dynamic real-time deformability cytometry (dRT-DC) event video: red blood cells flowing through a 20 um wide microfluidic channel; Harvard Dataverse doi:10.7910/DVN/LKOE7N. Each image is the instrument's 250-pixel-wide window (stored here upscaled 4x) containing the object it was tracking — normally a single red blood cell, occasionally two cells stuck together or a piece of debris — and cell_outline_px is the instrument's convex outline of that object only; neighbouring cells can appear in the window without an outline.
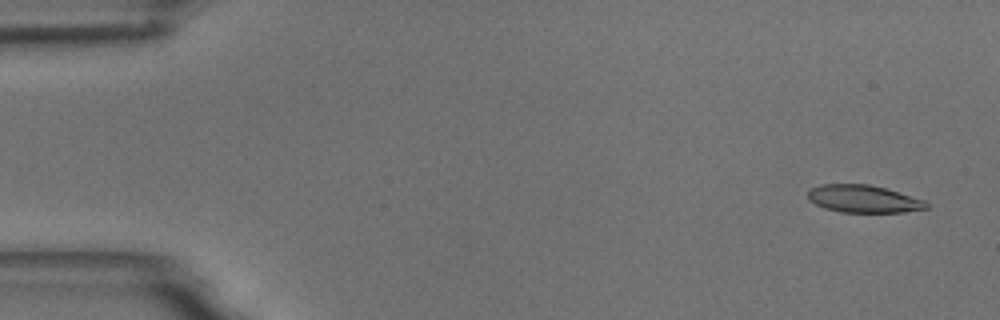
{"species": "common noctule bat (a hibernating species)", "species_latin": "Nyctalus noctula", "temperature_condition": "room temperature", "stored_images_in_passage": 55, "camera_frame_rate_fps": 3000, "um_per_image_px": 0.085, "animal": {"sex": "male", "body_mass_g": 18.8}, "frame": {"image": 1, "passage_image": 3, "time_ms": 0.667, "image_size_px": [1000, 320], "cell_outline_px": [[928, 208], [904, 212], [840, 212], [824, 208], [808, 200], [808, 192], [812, 188], [820, 184], [868, 184], [884, 188], [924, 200], [928, 204]], "centroid_in_image_um": [73.37, 16.91], "position_along_channel_um": 11.6, "area_um2": 18.84}}
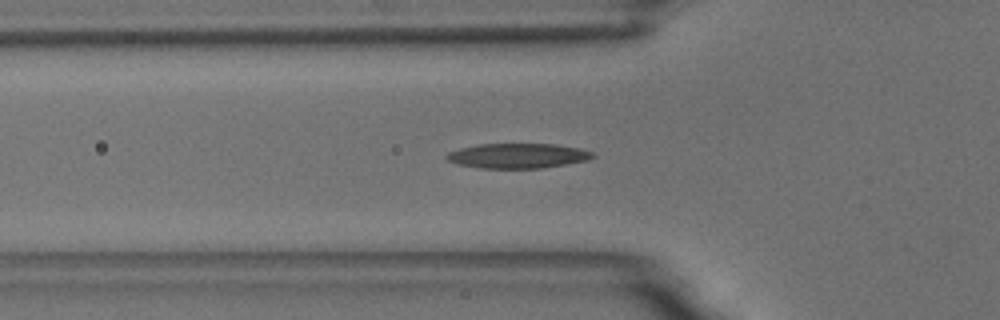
{"frame": {"image": 2, "passage_image": 19, "time_ms": 6.0, "image_size_px": [1000, 320], "cell_outline_px": [[596, 156], [588, 160], [540, 168], [480, 168], [456, 164], [448, 160], [444, 156], [448, 152], [460, 148], [476, 144], [556, 144], [580, 148], [592, 152]], "centroid_in_image_um": [43.98, 13.23], "position_along_channel_um": 81.8, "area_um2": 21.21}}
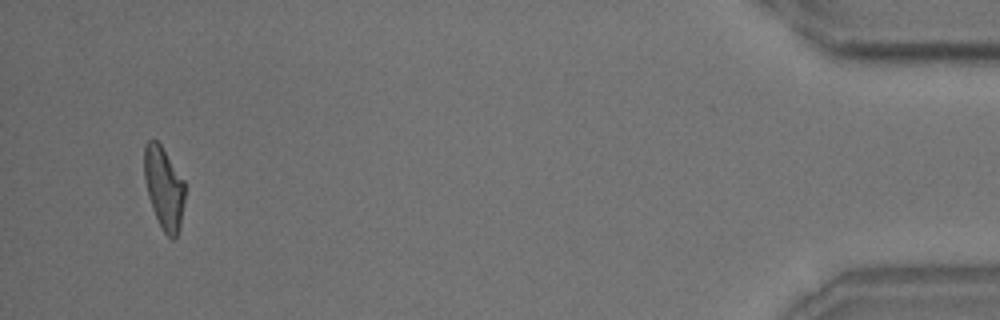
{"frame": {"image": 3, "passage_image": 53, "time_ms": 17.333, "image_size_px": [1000, 320], "cell_outline_px": [[184, 200], [180, 228], [176, 236], [172, 240], [164, 232], [152, 208], [148, 196], [144, 176], [144, 144], [148, 140], [156, 140], [160, 144], [184, 180]], "centroid_in_image_um": [13.92, 15.96], "position_along_channel_um": 421.3, "area_um2": 19.31}, "authors_computed_cell_mechanics": {"area_um2": 20.4612, "velocity_mm_per_s": 3.6807, "shape_relaxation_time_tau1_ms": 5.4328, "shape_relaxation_time_tau2_ms": 3.39, "deformation_change_tau1": 0.189, "deformation_change_tau2": 0.1213}}